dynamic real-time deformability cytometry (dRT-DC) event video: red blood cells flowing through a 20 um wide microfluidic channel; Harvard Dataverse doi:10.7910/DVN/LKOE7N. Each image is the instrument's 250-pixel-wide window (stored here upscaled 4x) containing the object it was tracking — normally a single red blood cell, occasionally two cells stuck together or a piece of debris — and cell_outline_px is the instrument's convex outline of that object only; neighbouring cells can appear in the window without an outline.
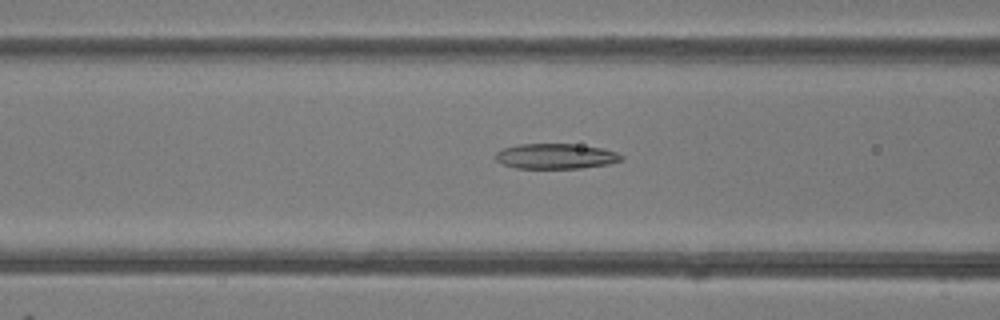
{"species": "common noctule bat (a hibernating species)", "species_latin": "Nyctalus noctula", "temperature_condition": "room temperature", "stored_images_in_passage": 49, "camera_frame_rate_fps": 3000, "um_per_image_px": 0.085, "animal": {"sex": "female"}, "frame": {"image": 1, "passage_image": 20, "time_ms": 6.333, "image_size_px": [1000, 320], "cell_outline_px": [[624, 156], [620, 160], [608, 164], [580, 168], [516, 168], [504, 164], [496, 160], [496, 152], [504, 148], [520, 144], [572, 144], [604, 148], [616, 152]], "centroid_in_image_um": [47.25, 13.28], "position_along_channel_um": 119.4, "area_um2": 18.32}}
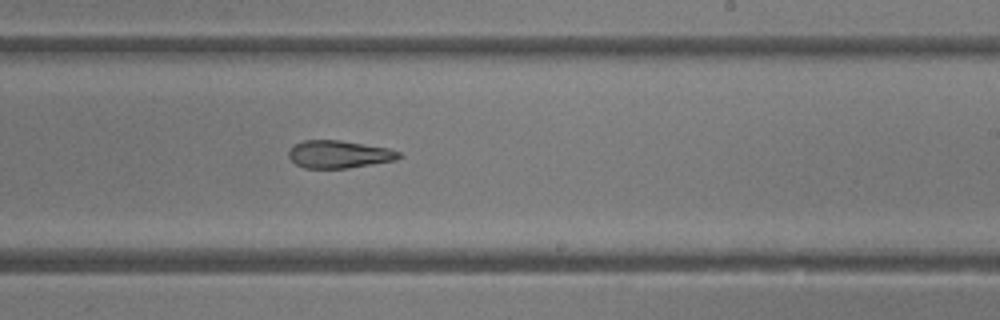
{"frame": {"image": 2, "passage_image": 30, "time_ms": 9.667, "image_size_px": [1000, 320], "cell_outline_px": [[400, 156], [396, 160], [348, 168], [304, 168], [296, 164], [288, 156], [288, 152], [296, 144], [304, 140], [340, 140], [388, 148], [400, 152]], "centroid_in_image_um": [28.81, 13.11], "position_along_channel_um": 260.2, "area_um2": 17.57}}
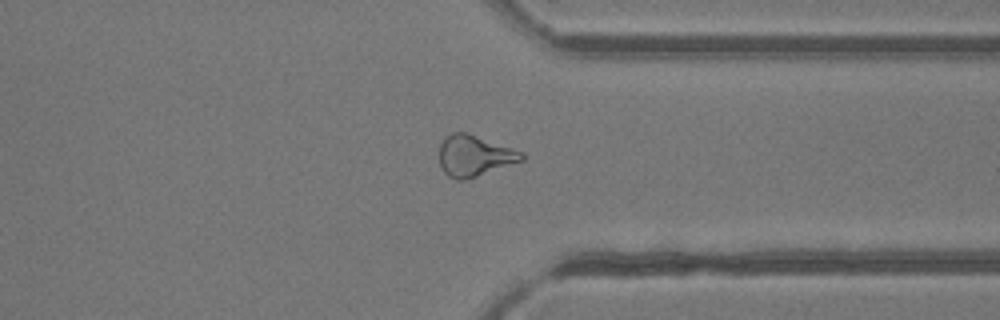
{"frame": {"image": 3, "passage_image": 38, "time_ms": 12.333, "image_size_px": [1000, 320], "cell_outline_px": [[524, 160], [464, 180], [456, 180], [448, 176], [444, 172], [440, 164], [440, 144], [444, 136], [452, 132], [464, 132], [524, 152]], "centroid_in_image_um": [40.3, 13.24], "position_along_channel_um": 371.1, "area_um2": 19.48}, "authors_computed_cell_mechanics": {"area_um2": 20.23, "velocity_mm_per_s": 4.2304, "shape_relaxation_time_tau1_ms": null, "shape_relaxation_time_tau2_ms": 8.6642, "deformation_change_tau1": null, "deformation_change_tau2": 0.2212}}